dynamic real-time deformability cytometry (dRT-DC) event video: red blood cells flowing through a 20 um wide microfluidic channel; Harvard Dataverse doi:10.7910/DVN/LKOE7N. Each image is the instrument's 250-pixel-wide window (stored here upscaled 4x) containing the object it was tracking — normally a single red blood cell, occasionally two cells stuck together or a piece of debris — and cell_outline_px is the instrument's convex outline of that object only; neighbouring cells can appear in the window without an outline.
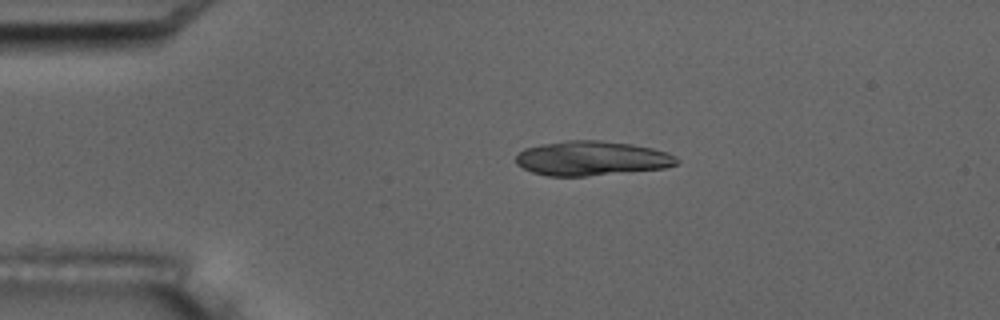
{"species": "common noctule bat (a hibernating species)", "species_latin": "Nyctalus noctula", "temperature_condition": "room temperature", "stored_images_in_passage": 5, "camera_frame_rate_fps": 3000, "um_per_image_px": 0.085, "animal": {"sex": "male", "body_mass_g": 17.5, "forearm_length_mm": 52.3}, "frame": {"image": 1, "passage_image": 3, "time_ms": 2.333, "image_size_px": [1000, 320], "cell_outline_px": [[680, 164], [664, 168], [584, 176], [548, 176], [532, 172], [516, 164], [516, 156], [524, 148], [540, 144], [568, 140], [600, 140], [632, 144], [652, 148], [668, 152], [676, 156], [680, 160]], "centroid_in_image_um": [50.31, 13.45], "position_along_channel_um": 34.7, "area_um2": 32.43}}
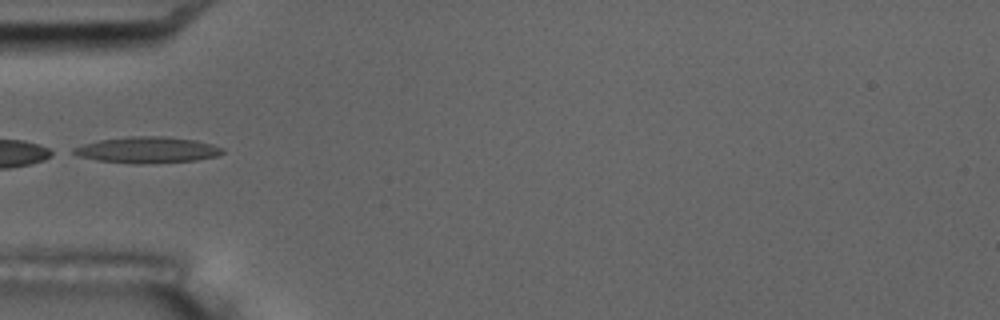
{"frame": {"image": 2, "passage_image": 5, "time_ms": 4.667, "image_size_px": [1000, 320], "cell_outline_px": [[224, 152], [216, 156], [196, 160], [140, 164], [136, 164], [100, 160], [76, 156], [68, 152], [72, 148], [84, 144], [100, 140], [128, 136], [164, 136], [196, 140], [212, 144], [224, 148]], "centroid_in_image_um": [12.49, 12.74], "position_along_channel_um": 72.5, "area_um2": 22.77}}